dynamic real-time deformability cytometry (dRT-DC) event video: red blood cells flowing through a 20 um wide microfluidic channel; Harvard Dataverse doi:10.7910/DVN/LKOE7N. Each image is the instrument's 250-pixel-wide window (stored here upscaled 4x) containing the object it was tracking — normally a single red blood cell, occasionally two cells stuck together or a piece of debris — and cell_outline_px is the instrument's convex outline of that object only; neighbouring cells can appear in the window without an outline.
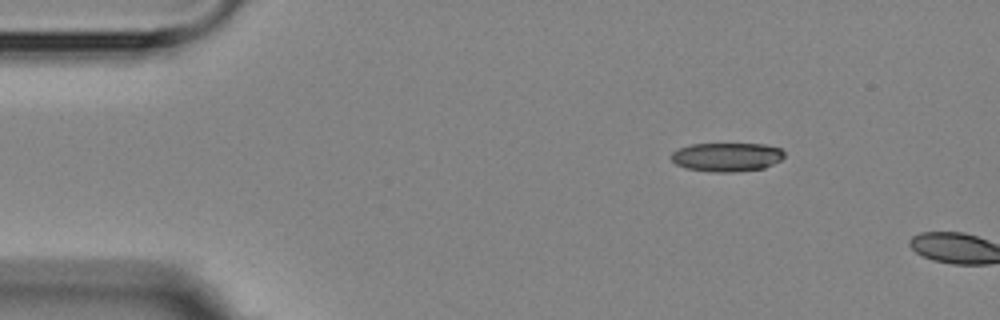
{"species": "Egyptian fruit bat (a non-hibernating species)", "species_latin": "Rousettus aegyptiacus", "temperature_condition": "room temperature", "stored_images_in_passage": 2, "camera_frame_rate_fps": 3000, "um_per_image_px": 0.085, "animal": {"sex": "female"}, "frame": {"image": 1, "passage_image": 1, "time_ms": 0.0, "image_size_px": [1000, 320], "cell_outline_px": [[784, 156], [780, 160], [764, 168], [740, 172], [712, 172], [684, 168], [676, 164], [672, 160], [672, 152], [680, 148], [692, 144], [764, 144], [780, 148], [784, 152]], "centroid_in_image_um": [61.78, 13.35], "position_along_channel_um": 23.2, "area_um2": 19.02}}